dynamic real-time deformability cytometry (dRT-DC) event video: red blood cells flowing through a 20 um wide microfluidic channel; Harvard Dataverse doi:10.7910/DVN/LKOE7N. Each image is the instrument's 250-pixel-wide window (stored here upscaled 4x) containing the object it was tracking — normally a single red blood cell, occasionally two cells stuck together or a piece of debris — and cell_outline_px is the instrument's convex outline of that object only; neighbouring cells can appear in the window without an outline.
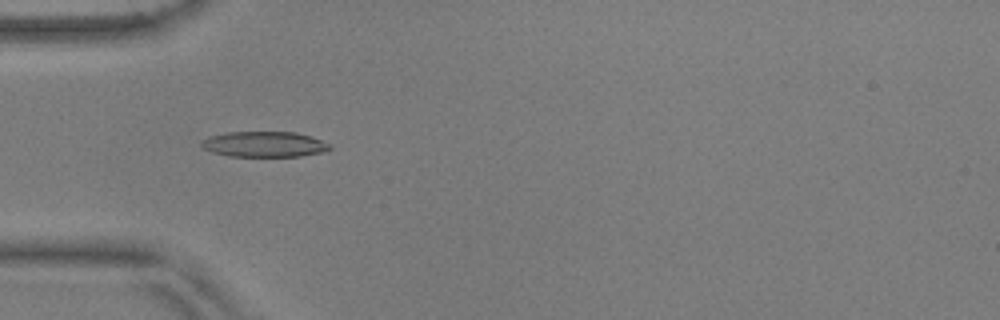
{"species": "common noctule bat (a hibernating species)", "species_latin": "Nyctalus noctula", "temperature_condition": "warm", "stored_images_in_passage": 39, "camera_frame_rate_fps": 3000, "um_per_image_px": 0.085, "animal": {"sex": "male", "body_mass_g": 17.9, "forearm_length_mm": 54.2}, "frame": {"image": 1, "passage_image": 1, "time_ms": 0.0, "image_size_px": [1000, 320], "cell_outline_px": [[332, 148], [324, 152], [300, 156], [228, 156], [212, 152], [204, 148], [200, 144], [208, 136], [228, 132], [296, 132], [312, 136], [332, 144]], "centroid_in_image_um": [22.52, 12.26], "position_along_channel_um": 62.5, "area_um2": 19.19}}
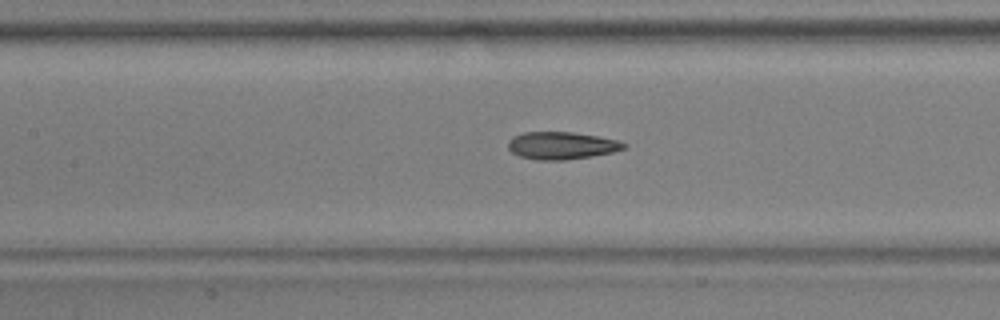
{"frame": {"image": 2, "passage_image": 9, "time_ms": 2.667, "image_size_px": [1000, 320], "cell_outline_px": [[628, 148], [612, 152], [592, 156], [564, 160], [536, 160], [520, 156], [512, 152], [508, 148], [508, 140], [512, 136], [524, 132], [572, 132], [596, 136], [616, 140], [628, 144]], "centroid_in_image_um": [47.72, 12.37], "position_along_channel_um": 159.7, "area_um2": 18.55}}
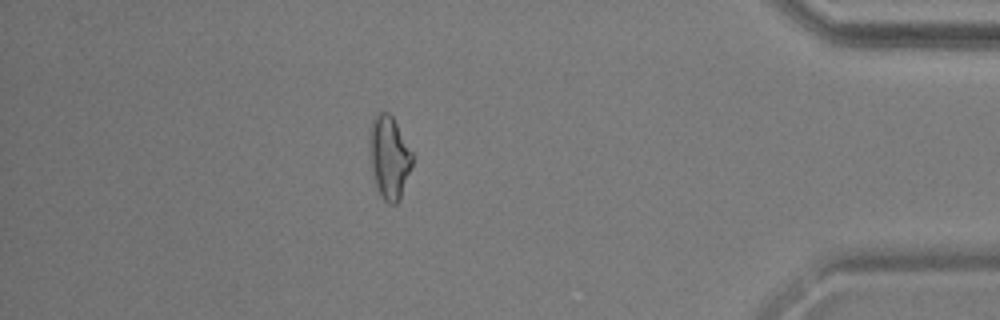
{"frame": {"image": 3, "passage_image": 32, "time_ms": 10.333, "image_size_px": [1000, 320], "cell_outline_px": [[412, 164], [400, 200], [396, 204], [388, 204], [380, 196], [372, 172], [368, 140], [368, 132], [372, 120], [380, 112], [388, 112], [392, 116], [412, 152]], "centroid_in_image_um": [33.06, 13.38], "position_along_channel_um": 402.1, "area_um2": 20.63}, "authors_computed_cell_mechanics": {"area_um2": 18.785, "velocity_mm_per_s": 3.6765, "shape_relaxation_time_tau1_ms": 6.7403, "shape_relaxation_time_tau2_ms": 1.9875, "deformation_change_tau1": 0.1955, "deformation_change_tau2": 0.1072}}